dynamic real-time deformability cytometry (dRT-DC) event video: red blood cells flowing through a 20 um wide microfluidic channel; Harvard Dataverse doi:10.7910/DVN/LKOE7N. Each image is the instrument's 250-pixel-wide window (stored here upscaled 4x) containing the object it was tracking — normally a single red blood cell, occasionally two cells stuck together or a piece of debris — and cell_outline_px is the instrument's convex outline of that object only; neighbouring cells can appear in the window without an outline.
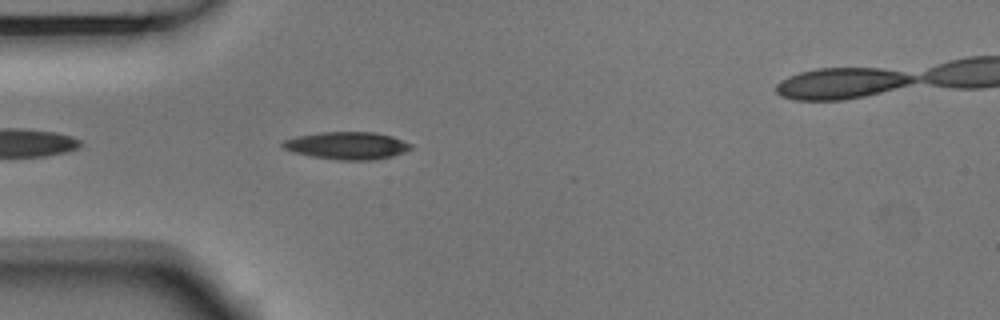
{"species": "Egyptian fruit bat (a non-hibernating species)", "species_latin": "Rousettus aegyptiacus", "temperature_condition": "room temperature", "stored_images_in_passage": 2, "segment_of_instrument_passage": [1, 2], "camera_frame_rate_fps": 3000, "um_per_image_px": 0.085, "animal": {"sex": "male"}, "frame": {"image": 1, "passage_image": 1, "time_ms": 0.0, "image_size_px": [1000, 320], "cell_outline_px": [[412, 148], [404, 152], [392, 156], [372, 160], [336, 160], [312, 156], [292, 152], [284, 148], [280, 144], [284, 140], [296, 136], [320, 132], [376, 132], [392, 136], [412, 144]], "centroid_in_image_um": [29.49, 12.37], "position_along_channel_um": 55.5, "area_um2": 20.58}}